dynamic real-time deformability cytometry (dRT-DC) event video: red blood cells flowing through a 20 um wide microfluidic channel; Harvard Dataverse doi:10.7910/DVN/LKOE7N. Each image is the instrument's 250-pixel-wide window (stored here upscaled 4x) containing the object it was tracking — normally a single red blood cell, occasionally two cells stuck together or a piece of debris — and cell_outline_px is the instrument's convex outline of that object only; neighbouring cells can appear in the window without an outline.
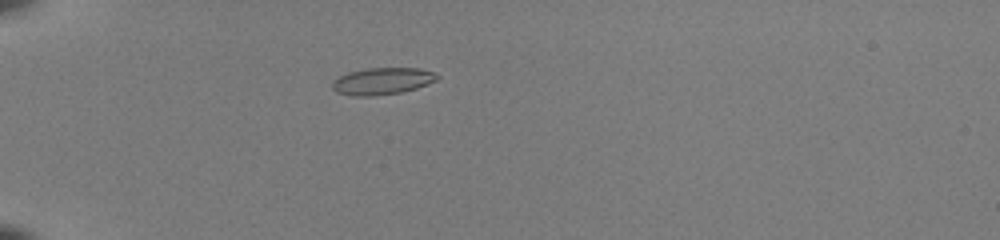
{"species": "common noctule bat (a hibernating species)", "species_latin": "Nyctalus noctula", "temperature_condition": "room temperature", "stored_images_in_passage": 39, "camera_frame_rate_fps": 3000, "um_per_image_px": 0.085, "animal": {"sex": "female", "body_mass_g": 22.0, "forearm_length_mm": 56.7}, "frame": {"image": 1, "passage_image": 4, "time_ms": 1.0, "image_size_px": [1000, 240], "cell_outline_px": [[440, 76], [436, 80], [428, 84], [416, 88], [400, 92], [372, 96], [352, 96], [336, 92], [332, 88], [332, 80], [348, 72], [368, 68], [420, 68], [432, 72]], "centroid_in_image_um": [32.47, 6.89], "position_along_channel_um": 52.5, "area_um2": 16.42}}
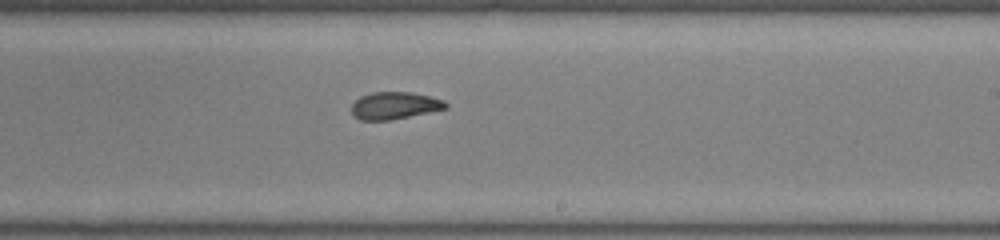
{"frame": {"image": 2, "passage_image": 21, "time_ms": 6.667, "image_size_px": [1000, 240], "cell_outline_px": [[448, 108], [392, 120], [360, 120], [352, 116], [352, 104], [360, 96], [372, 92], [412, 92], [444, 100], [448, 104]], "centroid_in_image_um": [33.53, 8.98], "position_along_channel_um": 255.5, "area_um2": 15.03}}
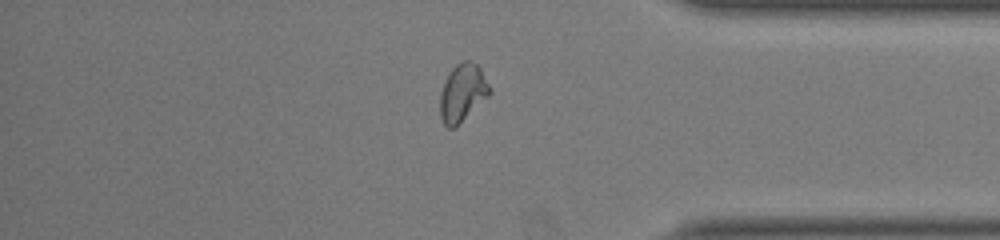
{"frame": {"image": 3, "passage_image": 32, "time_ms": 10.333, "image_size_px": [1000, 240], "cell_outline_px": [[492, 92], [456, 128], [448, 128], [444, 124], [440, 116], [440, 92], [452, 68], [460, 60], [472, 60], [480, 68], [492, 88]], "centroid_in_image_um": [39.33, 7.89], "position_along_channel_um": 395.9, "area_um2": 16.82}, "authors_computed_cell_mechanics": {"area_um2": 16.0106, "velocity_mm_per_s": 4.0989, "shape_relaxation_time_tau1_ms": 4.7136, "shape_relaxation_time_tau2_ms": 1.7232, "deformation_change_tau1": 0.1297, "deformation_change_tau2": 0.0689}}